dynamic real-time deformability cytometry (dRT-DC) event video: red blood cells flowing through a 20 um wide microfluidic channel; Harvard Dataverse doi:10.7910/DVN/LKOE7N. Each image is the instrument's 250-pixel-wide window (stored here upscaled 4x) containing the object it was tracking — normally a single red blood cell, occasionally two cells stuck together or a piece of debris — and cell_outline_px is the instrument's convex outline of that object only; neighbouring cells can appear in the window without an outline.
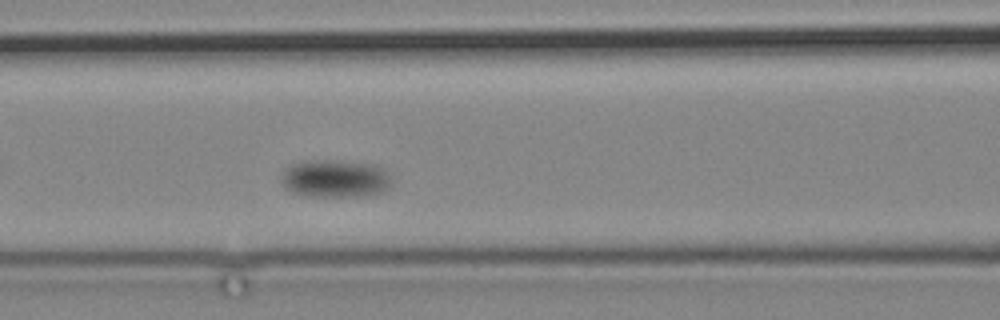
{"species": "common noctule bat (a hibernating species)", "species_latin": "Nyctalus noctula", "temperature_condition": "cold", "stored_images_in_passage": 4, "camera_frame_rate_fps": 3000, "um_per_image_px": 0.085, "animal": {"sex": "male", "body_mass_g": 19.2, "forearm_length_mm": 51.8}, "frame": {"image": 1, "passage_image": 4, "time_ms": 3.333, "image_size_px": [1000, 320], "cell_outline_px": [[392, 184], [388, 188], [380, 192], [360, 196], [308, 196], [292, 192], [284, 188], [280, 180], [284, 172], [292, 164], [304, 160], [336, 160], [376, 164], [384, 168], [388, 172]], "centroid_in_image_um": [28.5, 15.16], "position_along_channel_um": 138.1, "area_um2": 24.45}}